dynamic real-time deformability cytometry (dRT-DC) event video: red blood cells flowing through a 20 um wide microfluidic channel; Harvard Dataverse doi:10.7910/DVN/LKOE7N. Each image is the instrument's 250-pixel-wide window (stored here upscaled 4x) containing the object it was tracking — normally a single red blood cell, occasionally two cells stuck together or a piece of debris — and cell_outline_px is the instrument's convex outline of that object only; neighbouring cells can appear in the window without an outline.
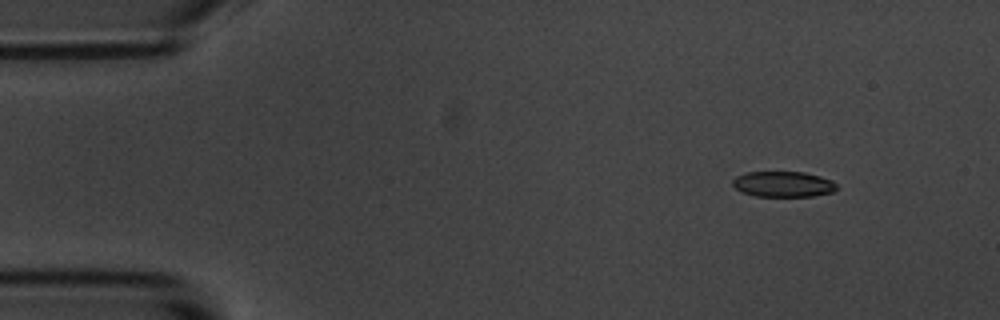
{"species": "common noctule bat (a hibernating species)", "species_latin": "Nyctalus noctula", "temperature_condition": "room temperature", "stored_images_in_passage": 5, "camera_frame_rate_fps": 3000, "um_per_image_px": 0.085, "animal": {"sex": "male", "body_mass_g": 20.1, "forearm_length_mm": 53.5}, "frame": {"image": 1, "passage_image": 2, "time_ms": 1.333, "image_size_px": [1000, 320], "cell_outline_px": [[836, 188], [832, 192], [812, 196], [756, 196], [744, 192], [736, 188], [732, 184], [732, 180], [736, 176], [748, 172], [804, 172], [820, 176], [832, 180], [836, 184]], "centroid_in_image_um": [66.57, 15.65], "position_along_channel_um": 18.4, "area_um2": 15.37}}
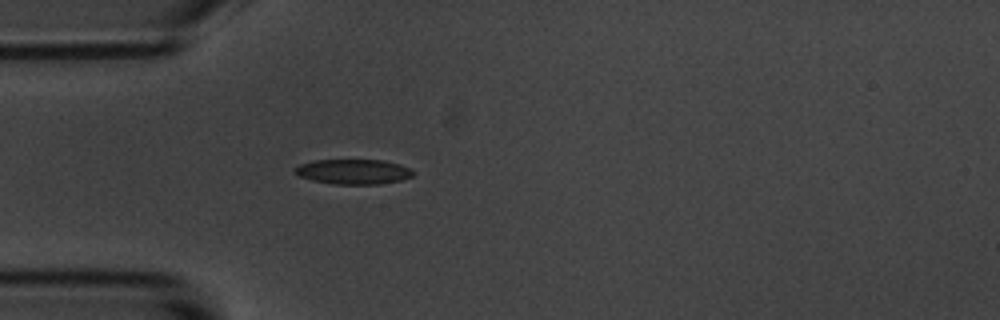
{"frame": {"image": 2, "passage_image": 5, "time_ms": 4.667, "image_size_px": [1000, 320], "cell_outline_px": [[416, 172], [412, 176], [400, 180], [380, 184], [332, 184], [312, 180], [300, 176], [292, 168], [300, 164], [312, 160], [384, 160], [400, 164], [412, 168]], "centroid_in_image_um": [30.06, 14.58], "position_along_channel_um": 54.9, "area_um2": 17.34}}